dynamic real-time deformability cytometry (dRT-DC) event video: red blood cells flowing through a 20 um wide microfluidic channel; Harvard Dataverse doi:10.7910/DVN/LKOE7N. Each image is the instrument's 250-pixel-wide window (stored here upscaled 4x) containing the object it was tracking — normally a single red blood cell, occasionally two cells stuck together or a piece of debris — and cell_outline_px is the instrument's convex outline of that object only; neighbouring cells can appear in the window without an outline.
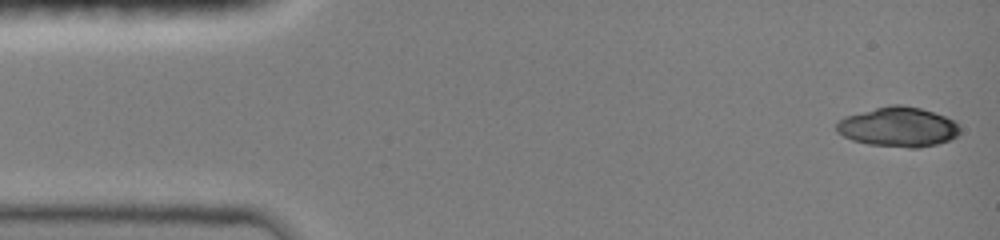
{"species": "common noctule bat (a hibernating species)", "species_latin": "Nyctalus noctula", "temperature_condition": "room temperature", "stored_images_in_passage": 46, "camera_frame_rate_fps": 3000, "um_per_image_px": 0.085, "animal": {"sex": "female", "body_mass_g": 19.0, "forearm_length_mm": 51.5}, "frame": {"image": 1, "passage_image": 1, "time_ms": 0.0, "image_size_px": [1000, 240], "cell_outline_px": [[960, 132], [956, 136], [948, 140], [936, 144], [916, 148], [908, 148], [868, 144], [852, 140], [836, 132], [836, 124], [844, 116], [892, 104], [900, 104], [920, 108], [944, 116], [952, 120], [960, 128]], "centroid_in_image_um": [76.32, 10.79], "position_along_channel_um": 8.7, "area_um2": 28.32}}
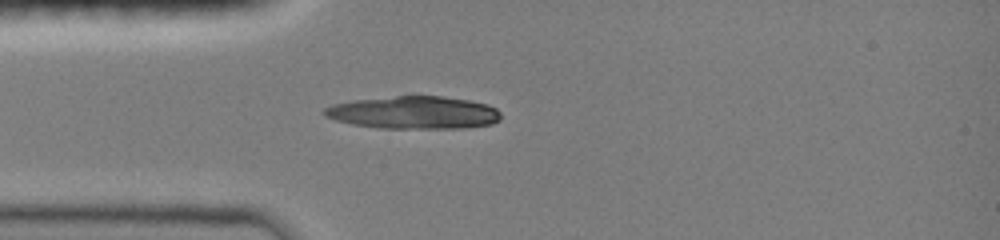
{"frame": {"image": 2, "passage_image": 12, "time_ms": 3.667, "image_size_px": [1000, 240], "cell_outline_px": [[500, 120], [492, 124], [468, 128], [380, 128], [352, 124], [336, 120], [324, 116], [320, 112], [324, 108], [332, 104], [352, 100], [396, 96], [440, 96], [468, 100], [488, 104], [496, 108], [500, 112]], "centroid_in_image_um": [35.16, 9.57], "position_along_channel_um": 49.8, "area_um2": 33.81}}
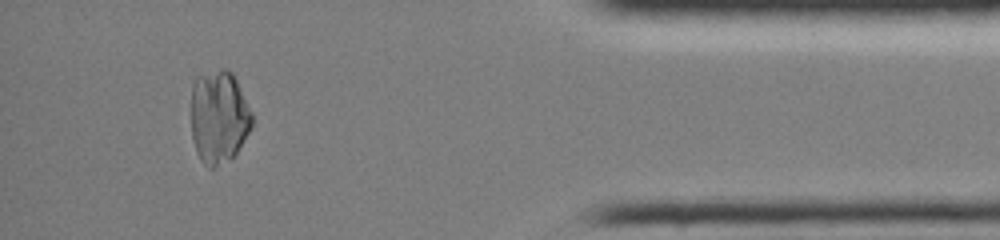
{"frame": {"image": 3, "passage_image": 42, "time_ms": 13.667, "image_size_px": [1000, 240], "cell_outline_px": [[252, 124], [248, 132], [236, 152], [232, 156], [212, 168], [208, 168], [200, 160], [196, 152], [192, 136], [192, 84], [196, 76], [224, 68], [232, 72], [252, 112]], "centroid_in_image_um": [18.58, 9.91], "position_along_channel_um": 416.6, "area_um2": 32.66}}